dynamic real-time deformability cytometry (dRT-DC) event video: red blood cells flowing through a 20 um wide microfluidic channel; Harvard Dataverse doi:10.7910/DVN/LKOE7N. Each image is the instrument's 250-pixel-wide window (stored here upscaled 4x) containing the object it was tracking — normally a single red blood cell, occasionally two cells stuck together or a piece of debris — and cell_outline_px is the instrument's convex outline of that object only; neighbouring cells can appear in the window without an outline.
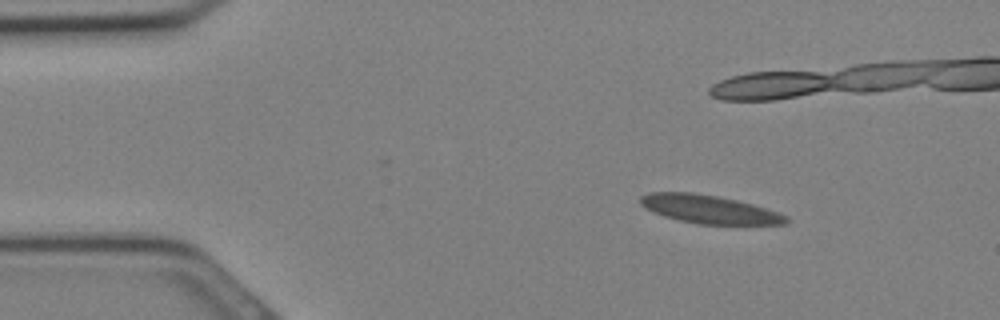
{"species": "Egyptian fruit bat (a non-hibernating species)", "species_latin": "Rousettus aegyptiacus", "temperature_condition": "cold", "stored_images_in_passage": 29, "camera_frame_rate_fps": 3000, "um_per_image_px": 0.085, "animal": {"sex": "female"}, "frame": {"image": 1, "passage_image": 5, "time_ms": 1.333, "image_size_px": [1000, 320], "cell_outline_px": [[788, 220], [784, 224], [700, 224], [680, 220], [664, 216], [640, 204], [640, 196], [648, 192], [692, 192], [716, 196], [736, 200], [752, 204], [788, 216]], "centroid_in_image_um": [60.26, 17.78], "position_along_channel_um": 24.7, "area_um2": 23.58}}